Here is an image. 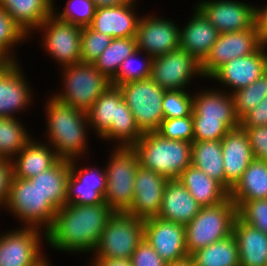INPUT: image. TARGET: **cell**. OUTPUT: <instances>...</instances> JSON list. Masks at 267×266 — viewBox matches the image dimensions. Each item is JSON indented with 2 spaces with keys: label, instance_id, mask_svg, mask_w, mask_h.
Listing matches in <instances>:
<instances>
[{
  "label": "cell",
  "instance_id": "cell-32",
  "mask_svg": "<svg viewBox=\"0 0 267 266\" xmlns=\"http://www.w3.org/2000/svg\"><path fill=\"white\" fill-rule=\"evenodd\" d=\"M229 197L232 201L267 199V162L253 159Z\"/></svg>",
  "mask_w": 267,
  "mask_h": 266
},
{
  "label": "cell",
  "instance_id": "cell-51",
  "mask_svg": "<svg viewBox=\"0 0 267 266\" xmlns=\"http://www.w3.org/2000/svg\"><path fill=\"white\" fill-rule=\"evenodd\" d=\"M96 8L99 7H115L120 6L126 3H129L128 0H93Z\"/></svg>",
  "mask_w": 267,
  "mask_h": 266
},
{
  "label": "cell",
  "instance_id": "cell-27",
  "mask_svg": "<svg viewBox=\"0 0 267 266\" xmlns=\"http://www.w3.org/2000/svg\"><path fill=\"white\" fill-rule=\"evenodd\" d=\"M18 69L14 60L0 68V117L11 118V112L29 102V89Z\"/></svg>",
  "mask_w": 267,
  "mask_h": 266
},
{
  "label": "cell",
  "instance_id": "cell-46",
  "mask_svg": "<svg viewBox=\"0 0 267 266\" xmlns=\"http://www.w3.org/2000/svg\"><path fill=\"white\" fill-rule=\"evenodd\" d=\"M131 263L132 266H166L167 264L145 239L133 252Z\"/></svg>",
  "mask_w": 267,
  "mask_h": 266
},
{
  "label": "cell",
  "instance_id": "cell-39",
  "mask_svg": "<svg viewBox=\"0 0 267 266\" xmlns=\"http://www.w3.org/2000/svg\"><path fill=\"white\" fill-rule=\"evenodd\" d=\"M113 38L92 30L89 26L82 27L81 62L93 63L109 46Z\"/></svg>",
  "mask_w": 267,
  "mask_h": 266
},
{
  "label": "cell",
  "instance_id": "cell-7",
  "mask_svg": "<svg viewBox=\"0 0 267 266\" xmlns=\"http://www.w3.org/2000/svg\"><path fill=\"white\" fill-rule=\"evenodd\" d=\"M144 239V220L115 212L108 220L95 249L96 258L131 259Z\"/></svg>",
  "mask_w": 267,
  "mask_h": 266
},
{
  "label": "cell",
  "instance_id": "cell-34",
  "mask_svg": "<svg viewBox=\"0 0 267 266\" xmlns=\"http://www.w3.org/2000/svg\"><path fill=\"white\" fill-rule=\"evenodd\" d=\"M194 266H240L239 249L232 235L192 253Z\"/></svg>",
  "mask_w": 267,
  "mask_h": 266
},
{
  "label": "cell",
  "instance_id": "cell-4",
  "mask_svg": "<svg viewBox=\"0 0 267 266\" xmlns=\"http://www.w3.org/2000/svg\"><path fill=\"white\" fill-rule=\"evenodd\" d=\"M221 94L207 91L193 98V141L221 140L240 127L232 95Z\"/></svg>",
  "mask_w": 267,
  "mask_h": 266
},
{
  "label": "cell",
  "instance_id": "cell-9",
  "mask_svg": "<svg viewBox=\"0 0 267 266\" xmlns=\"http://www.w3.org/2000/svg\"><path fill=\"white\" fill-rule=\"evenodd\" d=\"M139 129L156 131L164 119L162 102L166 90L151 78L118 86Z\"/></svg>",
  "mask_w": 267,
  "mask_h": 266
},
{
  "label": "cell",
  "instance_id": "cell-48",
  "mask_svg": "<svg viewBox=\"0 0 267 266\" xmlns=\"http://www.w3.org/2000/svg\"><path fill=\"white\" fill-rule=\"evenodd\" d=\"M8 158L0 157V203L6 204L9 198L11 181L13 178L12 162ZM4 202V203H3Z\"/></svg>",
  "mask_w": 267,
  "mask_h": 266
},
{
  "label": "cell",
  "instance_id": "cell-41",
  "mask_svg": "<svg viewBox=\"0 0 267 266\" xmlns=\"http://www.w3.org/2000/svg\"><path fill=\"white\" fill-rule=\"evenodd\" d=\"M233 202L244 222L267 234V199Z\"/></svg>",
  "mask_w": 267,
  "mask_h": 266
},
{
  "label": "cell",
  "instance_id": "cell-6",
  "mask_svg": "<svg viewBox=\"0 0 267 266\" xmlns=\"http://www.w3.org/2000/svg\"><path fill=\"white\" fill-rule=\"evenodd\" d=\"M48 129L60 159L72 160L85 147L83 121L88 119L84 110L58 101L48 104Z\"/></svg>",
  "mask_w": 267,
  "mask_h": 266
},
{
  "label": "cell",
  "instance_id": "cell-31",
  "mask_svg": "<svg viewBox=\"0 0 267 266\" xmlns=\"http://www.w3.org/2000/svg\"><path fill=\"white\" fill-rule=\"evenodd\" d=\"M16 164H12L13 177L31 179L51 168L60 158L55 152L42 144L29 141L19 152Z\"/></svg>",
  "mask_w": 267,
  "mask_h": 266
},
{
  "label": "cell",
  "instance_id": "cell-1",
  "mask_svg": "<svg viewBox=\"0 0 267 266\" xmlns=\"http://www.w3.org/2000/svg\"><path fill=\"white\" fill-rule=\"evenodd\" d=\"M114 213L106 202L97 205L66 203L56 211L52 225L46 230L47 241L61 250H95L108 220Z\"/></svg>",
  "mask_w": 267,
  "mask_h": 266
},
{
  "label": "cell",
  "instance_id": "cell-19",
  "mask_svg": "<svg viewBox=\"0 0 267 266\" xmlns=\"http://www.w3.org/2000/svg\"><path fill=\"white\" fill-rule=\"evenodd\" d=\"M180 30L168 20L140 19L135 40L137 49H145L152 58L163 56L179 47Z\"/></svg>",
  "mask_w": 267,
  "mask_h": 266
},
{
  "label": "cell",
  "instance_id": "cell-24",
  "mask_svg": "<svg viewBox=\"0 0 267 266\" xmlns=\"http://www.w3.org/2000/svg\"><path fill=\"white\" fill-rule=\"evenodd\" d=\"M131 4L97 8L89 27L112 38L135 37L139 19L131 12Z\"/></svg>",
  "mask_w": 267,
  "mask_h": 266
},
{
  "label": "cell",
  "instance_id": "cell-52",
  "mask_svg": "<svg viewBox=\"0 0 267 266\" xmlns=\"http://www.w3.org/2000/svg\"><path fill=\"white\" fill-rule=\"evenodd\" d=\"M166 266H194L191 259L187 258L180 262L167 263Z\"/></svg>",
  "mask_w": 267,
  "mask_h": 266
},
{
  "label": "cell",
  "instance_id": "cell-12",
  "mask_svg": "<svg viewBox=\"0 0 267 266\" xmlns=\"http://www.w3.org/2000/svg\"><path fill=\"white\" fill-rule=\"evenodd\" d=\"M262 44L255 24L244 31L220 33L210 53L201 63L202 76L210 77L223 64L254 53Z\"/></svg>",
  "mask_w": 267,
  "mask_h": 266
},
{
  "label": "cell",
  "instance_id": "cell-23",
  "mask_svg": "<svg viewBox=\"0 0 267 266\" xmlns=\"http://www.w3.org/2000/svg\"><path fill=\"white\" fill-rule=\"evenodd\" d=\"M201 205L177 180H169L163 191L159 218L186 225L200 211Z\"/></svg>",
  "mask_w": 267,
  "mask_h": 266
},
{
  "label": "cell",
  "instance_id": "cell-26",
  "mask_svg": "<svg viewBox=\"0 0 267 266\" xmlns=\"http://www.w3.org/2000/svg\"><path fill=\"white\" fill-rule=\"evenodd\" d=\"M233 236L239 249L240 266H266V233L237 216L233 226Z\"/></svg>",
  "mask_w": 267,
  "mask_h": 266
},
{
  "label": "cell",
  "instance_id": "cell-15",
  "mask_svg": "<svg viewBox=\"0 0 267 266\" xmlns=\"http://www.w3.org/2000/svg\"><path fill=\"white\" fill-rule=\"evenodd\" d=\"M168 181L165 176L139 165L134 179L133 202L125 213L143 220L157 217Z\"/></svg>",
  "mask_w": 267,
  "mask_h": 266
},
{
  "label": "cell",
  "instance_id": "cell-14",
  "mask_svg": "<svg viewBox=\"0 0 267 266\" xmlns=\"http://www.w3.org/2000/svg\"><path fill=\"white\" fill-rule=\"evenodd\" d=\"M194 72L202 75L200 62L178 47L163 56L153 58L150 78L164 90H180Z\"/></svg>",
  "mask_w": 267,
  "mask_h": 266
},
{
  "label": "cell",
  "instance_id": "cell-37",
  "mask_svg": "<svg viewBox=\"0 0 267 266\" xmlns=\"http://www.w3.org/2000/svg\"><path fill=\"white\" fill-rule=\"evenodd\" d=\"M24 128L14 117H0V157L19 153L30 141Z\"/></svg>",
  "mask_w": 267,
  "mask_h": 266
},
{
  "label": "cell",
  "instance_id": "cell-5",
  "mask_svg": "<svg viewBox=\"0 0 267 266\" xmlns=\"http://www.w3.org/2000/svg\"><path fill=\"white\" fill-rule=\"evenodd\" d=\"M237 216L238 209L230 197L218 205L201 207L185 225L188 255L232 235Z\"/></svg>",
  "mask_w": 267,
  "mask_h": 266
},
{
  "label": "cell",
  "instance_id": "cell-21",
  "mask_svg": "<svg viewBox=\"0 0 267 266\" xmlns=\"http://www.w3.org/2000/svg\"><path fill=\"white\" fill-rule=\"evenodd\" d=\"M264 46L266 44L263 43L254 53L234 58L223 64L210 77L236 88L235 91L249 86L267 70V55L263 53Z\"/></svg>",
  "mask_w": 267,
  "mask_h": 266
},
{
  "label": "cell",
  "instance_id": "cell-30",
  "mask_svg": "<svg viewBox=\"0 0 267 266\" xmlns=\"http://www.w3.org/2000/svg\"><path fill=\"white\" fill-rule=\"evenodd\" d=\"M6 11L25 34L28 28L40 27L53 13L52 0H0Z\"/></svg>",
  "mask_w": 267,
  "mask_h": 266
},
{
  "label": "cell",
  "instance_id": "cell-25",
  "mask_svg": "<svg viewBox=\"0 0 267 266\" xmlns=\"http://www.w3.org/2000/svg\"><path fill=\"white\" fill-rule=\"evenodd\" d=\"M219 32L197 8L194 18L180 31L179 47L191 54L200 64L216 43Z\"/></svg>",
  "mask_w": 267,
  "mask_h": 266
},
{
  "label": "cell",
  "instance_id": "cell-47",
  "mask_svg": "<svg viewBox=\"0 0 267 266\" xmlns=\"http://www.w3.org/2000/svg\"><path fill=\"white\" fill-rule=\"evenodd\" d=\"M264 125H267V97L240 120V127H261Z\"/></svg>",
  "mask_w": 267,
  "mask_h": 266
},
{
  "label": "cell",
  "instance_id": "cell-16",
  "mask_svg": "<svg viewBox=\"0 0 267 266\" xmlns=\"http://www.w3.org/2000/svg\"><path fill=\"white\" fill-rule=\"evenodd\" d=\"M54 17L52 13L40 26L48 29L46 48L65 66L81 62L82 27Z\"/></svg>",
  "mask_w": 267,
  "mask_h": 266
},
{
  "label": "cell",
  "instance_id": "cell-54",
  "mask_svg": "<svg viewBox=\"0 0 267 266\" xmlns=\"http://www.w3.org/2000/svg\"><path fill=\"white\" fill-rule=\"evenodd\" d=\"M36 266H48V264L44 261V260H42L38 265H36Z\"/></svg>",
  "mask_w": 267,
  "mask_h": 266
},
{
  "label": "cell",
  "instance_id": "cell-3",
  "mask_svg": "<svg viewBox=\"0 0 267 266\" xmlns=\"http://www.w3.org/2000/svg\"><path fill=\"white\" fill-rule=\"evenodd\" d=\"M139 164L169 180L177 179L191 165L192 143L169 140L156 131L145 132L132 146Z\"/></svg>",
  "mask_w": 267,
  "mask_h": 266
},
{
  "label": "cell",
  "instance_id": "cell-8",
  "mask_svg": "<svg viewBox=\"0 0 267 266\" xmlns=\"http://www.w3.org/2000/svg\"><path fill=\"white\" fill-rule=\"evenodd\" d=\"M106 171L104 201L115 212H126L134 198V179L139 157L132 147H118Z\"/></svg>",
  "mask_w": 267,
  "mask_h": 266
},
{
  "label": "cell",
  "instance_id": "cell-53",
  "mask_svg": "<svg viewBox=\"0 0 267 266\" xmlns=\"http://www.w3.org/2000/svg\"><path fill=\"white\" fill-rule=\"evenodd\" d=\"M7 62L0 56V68Z\"/></svg>",
  "mask_w": 267,
  "mask_h": 266
},
{
  "label": "cell",
  "instance_id": "cell-2",
  "mask_svg": "<svg viewBox=\"0 0 267 266\" xmlns=\"http://www.w3.org/2000/svg\"><path fill=\"white\" fill-rule=\"evenodd\" d=\"M86 113L101 137L122 139V147H132L143 136L118 86L110 85Z\"/></svg>",
  "mask_w": 267,
  "mask_h": 266
},
{
  "label": "cell",
  "instance_id": "cell-29",
  "mask_svg": "<svg viewBox=\"0 0 267 266\" xmlns=\"http://www.w3.org/2000/svg\"><path fill=\"white\" fill-rule=\"evenodd\" d=\"M70 160L59 159L51 168L29 179L58 210L66 204Z\"/></svg>",
  "mask_w": 267,
  "mask_h": 266
},
{
  "label": "cell",
  "instance_id": "cell-35",
  "mask_svg": "<svg viewBox=\"0 0 267 266\" xmlns=\"http://www.w3.org/2000/svg\"><path fill=\"white\" fill-rule=\"evenodd\" d=\"M137 50L135 37L113 38L107 48L93 62L96 69L111 80L120 64Z\"/></svg>",
  "mask_w": 267,
  "mask_h": 266
},
{
  "label": "cell",
  "instance_id": "cell-42",
  "mask_svg": "<svg viewBox=\"0 0 267 266\" xmlns=\"http://www.w3.org/2000/svg\"><path fill=\"white\" fill-rule=\"evenodd\" d=\"M156 132L169 140L193 142L192 114L183 118L163 119Z\"/></svg>",
  "mask_w": 267,
  "mask_h": 266
},
{
  "label": "cell",
  "instance_id": "cell-28",
  "mask_svg": "<svg viewBox=\"0 0 267 266\" xmlns=\"http://www.w3.org/2000/svg\"><path fill=\"white\" fill-rule=\"evenodd\" d=\"M202 206H215L229 197V192L202 170L190 165L177 178Z\"/></svg>",
  "mask_w": 267,
  "mask_h": 266
},
{
  "label": "cell",
  "instance_id": "cell-50",
  "mask_svg": "<svg viewBox=\"0 0 267 266\" xmlns=\"http://www.w3.org/2000/svg\"><path fill=\"white\" fill-rule=\"evenodd\" d=\"M94 266H132L131 259L97 258Z\"/></svg>",
  "mask_w": 267,
  "mask_h": 266
},
{
  "label": "cell",
  "instance_id": "cell-40",
  "mask_svg": "<svg viewBox=\"0 0 267 266\" xmlns=\"http://www.w3.org/2000/svg\"><path fill=\"white\" fill-rule=\"evenodd\" d=\"M192 108L193 99L182 89L165 91L162 102L164 119L190 116Z\"/></svg>",
  "mask_w": 267,
  "mask_h": 266
},
{
  "label": "cell",
  "instance_id": "cell-22",
  "mask_svg": "<svg viewBox=\"0 0 267 266\" xmlns=\"http://www.w3.org/2000/svg\"><path fill=\"white\" fill-rule=\"evenodd\" d=\"M73 162L74 160H70V175L67 181L66 203L74 205H97L105 202L104 195L107 183L106 171L101 174L99 171L96 173V171H88L90 169L86 168V171L81 169L77 174L75 173Z\"/></svg>",
  "mask_w": 267,
  "mask_h": 266
},
{
  "label": "cell",
  "instance_id": "cell-17",
  "mask_svg": "<svg viewBox=\"0 0 267 266\" xmlns=\"http://www.w3.org/2000/svg\"><path fill=\"white\" fill-rule=\"evenodd\" d=\"M197 8L219 33L244 31L255 24V8L241 2L205 1Z\"/></svg>",
  "mask_w": 267,
  "mask_h": 266
},
{
  "label": "cell",
  "instance_id": "cell-45",
  "mask_svg": "<svg viewBox=\"0 0 267 266\" xmlns=\"http://www.w3.org/2000/svg\"><path fill=\"white\" fill-rule=\"evenodd\" d=\"M241 128L247 133L254 159L267 162V125Z\"/></svg>",
  "mask_w": 267,
  "mask_h": 266
},
{
  "label": "cell",
  "instance_id": "cell-13",
  "mask_svg": "<svg viewBox=\"0 0 267 266\" xmlns=\"http://www.w3.org/2000/svg\"><path fill=\"white\" fill-rule=\"evenodd\" d=\"M144 239L167 263L180 262L189 258L183 224L159 217L145 219Z\"/></svg>",
  "mask_w": 267,
  "mask_h": 266
},
{
  "label": "cell",
  "instance_id": "cell-33",
  "mask_svg": "<svg viewBox=\"0 0 267 266\" xmlns=\"http://www.w3.org/2000/svg\"><path fill=\"white\" fill-rule=\"evenodd\" d=\"M191 165L218 181L225 188L221 140L193 141Z\"/></svg>",
  "mask_w": 267,
  "mask_h": 266
},
{
  "label": "cell",
  "instance_id": "cell-10",
  "mask_svg": "<svg viewBox=\"0 0 267 266\" xmlns=\"http://www.w3.org/2000/svg\"><path fill=\"white\" fill-rule=\"evenodd\" d=\"M66 91L55 98L67 105L87 112L111 81L95 68L93 63L79 62L65 66Z\"/></svg>",
  "mask_w": 267,
  "mask_h": 266
},
{
  "label": "cell",
  "instance_id": "cell-44",
  "mask_svg": "<svg viewBox=\"0 0 267 266\" xmlns=\"http://www.w3.org/2000/svg\"><path fill=\"white\" fill-rule=\"evenodd\" d=\"M23 30L14 22L13 18L0 8V56L6 62H13L6 56L9 46L25 37Z\"/></svg>",
  "mask_w": 267,
  "mask_h": 266
},
{
  "label": "cell",
  "instance_id": "cell-18",
  "mask_svg": "<svg viewBox=\"0 0 267 266\" xmlns=\"http://www.w3.org/2000/svg\"><path fill=\"white\" fill-rule=\"evenodd\" d=\"M37 228L10 232L0 238V266H36L44 258L39 254Z\"/></svg>",
  "mask_w": 267,
  "mask_h": 266
},
{
  "label": "cell",
  "instance_id": "cell-11",
  "mask_svg": "<svg viewBox=\"0 0 267 266\" xmlns=\"http://www.w3.org/2000/svg\"><path fill=\"white\" fill-rule=\"evenodd\" d=\"M8 207L30 227L46 223L52 225L57 209L42 195L38 187L29 179L13 177L10 186ZM34 224V225H33Z\"/></svg>",
  "mask_w": 267,
  "mask_h": 266
},
{
  "label": "cell",
  "instance_id": "cell-38",
  "mask_svg": "<svg viewBox=\"0 0 267 266\" xmlns=\"http://www.w3.org/2000/svg\"><path fill=\"white\" fill-rule=\"evenodd\" d=\"M139 49L129 55L119 66L116 75L110 80L111 85L120 86L131 82L149 79L151 76L153 58L149 57L141 67L132 68L134 57L139 54ZM136 61V60H135ZM134 67V66H133Z\"/></svg>",
  "mask_w": 267,
  "mask_h": 266
},
{
  "label": "cell",
  "instance_id": "cell-20",
  "mask_svg": "<svg viewBox=\"0 0 267 266\" xmlns=\"http://www.w3.org/2000/svg\"><path fill=\"white\" fill-rule=\"evenodd\" d=\"M221 144L225 189L230 192L254 157L247 133L241 127L229 131L221 139Z\"/></svg>",
  "mask_w": 267,
  "mask_h": 266
},
{
  "label": "cell",
  "instance_id": "cell-36",
  "mask_svg": "<svg viewBox=\"0 0 267 266\" xmlns=\"http://www.w3.org/2000/svg\"><path fill=\"white\" fill-rule=\"evenodd\" d=\"M234 110L239 120L267 97V70L249 86L233 91Z\"/></svg>",
  "mask_w": 267,
  "mask_h": 266
},
{
  "label": "cell",
  "instance_id": "cell-49",
  "mask_svg": "<svg viewBox=\"0 0 267 266\" xmlns=\"http://www.w3.org/2000/svg\"><path fill=\"white\" fill-rule=\"evenodd\" d=\"M254 22L256 30L258 32L260 40L266 44L267 43V8L255 9Z\"/></svg>",
  "mask_w": 267,
  "mask_h": 266
},
{
  "label": "cell",
  "instance_id": "cell-43",
  "mask_svg": "<svg viewBox=\"0 0 267 266\" xmlns=\"http://www.w3.org/2000/svg\"><path fill=\"white\" fill-rule=\"evenodd\" d=\"M70 5H74V7H70ZM96 9L93 0H69L65 11L57 18L80 27H87L91 24Z\"/></svg>",
  "mask_w": 267,
  "mask_h": 266
}]
</instances>
